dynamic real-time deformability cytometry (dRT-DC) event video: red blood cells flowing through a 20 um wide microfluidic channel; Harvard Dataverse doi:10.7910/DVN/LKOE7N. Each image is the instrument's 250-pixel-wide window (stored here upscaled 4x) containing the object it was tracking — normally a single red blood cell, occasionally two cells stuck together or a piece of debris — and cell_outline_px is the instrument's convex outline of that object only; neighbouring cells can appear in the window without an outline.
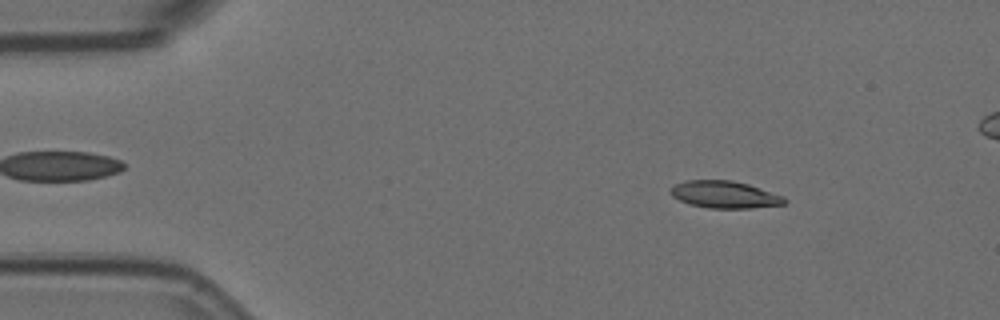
{"species": "Egyptian fruit bat (a non-hibernating species)", "species_latin": "Rousettus aegyptiacus", "temperature_condition": "room temperature", "stored_images_in_passage": 56, "segment_of_instrument_passage": [1, 2], "camera_frame_rate_fps": 3000, "um_per_image_px": 0.085, "animal": {"sex": "female"}, "frame": {"image": 1, "passage_image": 7, "time_ms": 2.0, "image_size_px": [1000, 320], "cell_outline_px": [[788, 200], [784, 204], [748, 208], [708, 208], [692, 204], [680, 200], [672, 196], [672, 188], [676, 184], [688, 180], [732, 180], [748, 184], [784, 196]], "centroid_in_image_um": [61.64, 16.53], "position_along_channel_um": 23.4, "area_um2": 17.74}}
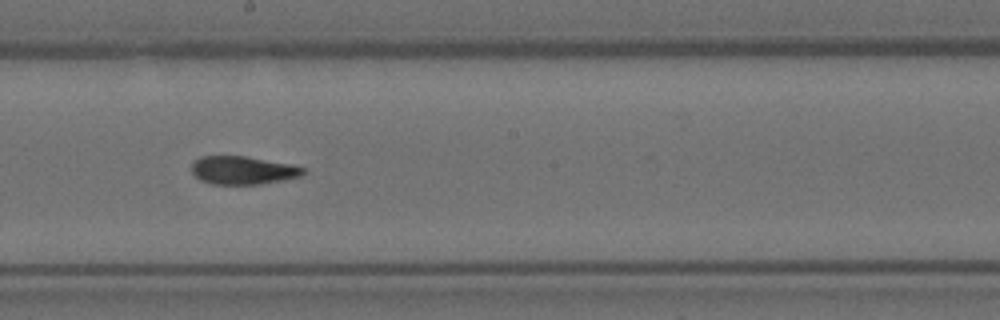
{"frame": {"image": 2, "passage_image": 30, "time_ms": 9.667, "image_size_px": [1000, 320], "cell_outline_px": [[304, 172], [300, 176], [284, 180], [260, 184], [212, 184], [200, 180], [192, 172], [192, 164], [200, 156], [244, 156], [288, 164], [304, 168]], "centroid_in_image_um": [20.61, 14.48], "position_along_channel_um": 227.6, "area_um2": 18.03}}
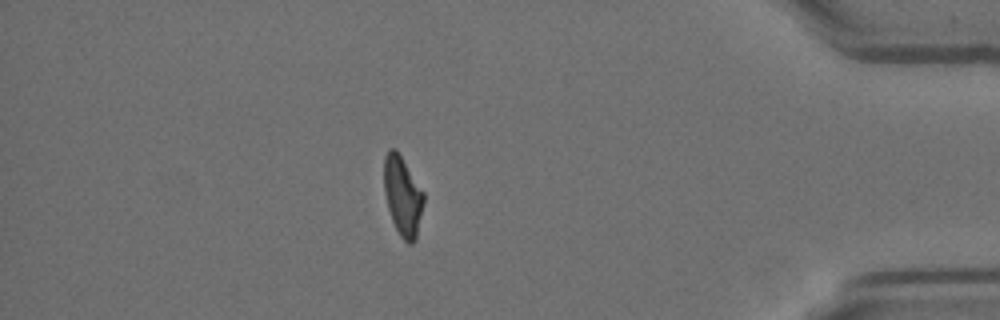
{"frame": {"image": 3, "passage_image": 48, "time_ms": 15.667, "image_size_px": [1000, 320], "cell_outline_px": [[424, 200], [416, 240], [412, 244], [408, 244], [400, 236], [392, 220], [388, 208], [384, 192], [384, 156], [388, 148], [396, 148], [424, 192]], "centroid_in_image_um": [34.22, 16.65], "position_along_channel_um": 401.0, "area_um2": 18.44}}